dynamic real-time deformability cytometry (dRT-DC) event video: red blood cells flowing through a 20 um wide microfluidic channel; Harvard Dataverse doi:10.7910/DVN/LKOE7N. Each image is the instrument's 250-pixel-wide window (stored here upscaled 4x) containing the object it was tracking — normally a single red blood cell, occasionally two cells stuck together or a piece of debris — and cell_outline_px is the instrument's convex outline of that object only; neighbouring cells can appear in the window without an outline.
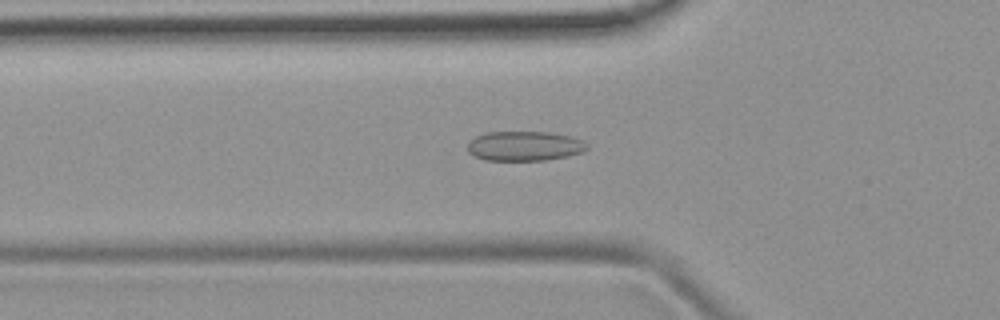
{"species": "common noctule bat (a hibernating species)", "species_latin": "Nyctalus noctula", "temperature_condition": "room temperature", "stored_images_in_passage": 37, "camera_frame_rate_fps": 3000, "um_per_image_px": 0.085, "animal": {"sex": "female", "body_mass_g": 19.9}, "frame": {"image": 1, "passage_image": 3, "time_ms": 0.667, "image_size_px": [1000, 320], "cell_outline_px": [[588, 148], [584, 152], [568, 156], [544, 160], [484, 160], [468, 152], [468, 140], [484, 132], [552, 132], [572, 136], [588, 144]], "centroid_in_image_um": [44.59, 12.4], "position_along_channel_um": 81.2, "area_um2": 20.81}}
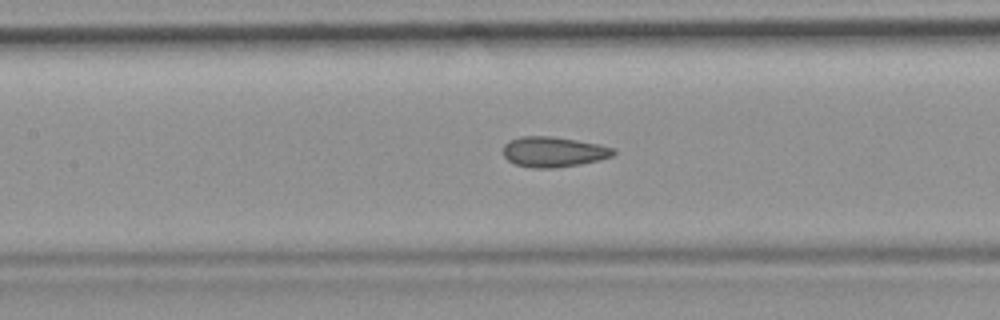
{"frame": {"image": 2, "passage_image": 9, "time_ms": 2.667, "image_size_px": [1000, 320], "cell_outline_px": [[616, 152], [612, 156], [580, 164], [556, 168], [532, 168], [516, 164], [508, 160], [504, 156], [504, 144], [508, 140], [520, 136], [552, 136], [600, 144], [616, 148]], "centroid_in_image_um": [47.04, 12.9], "position_along_channel_um": 160.4, "area_um2": 19.54}}
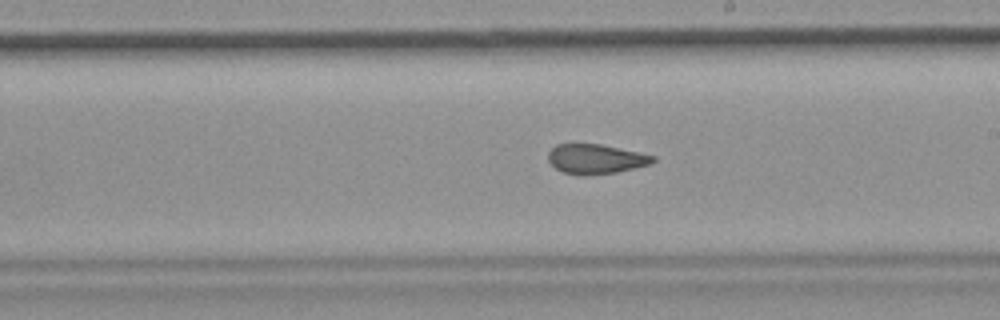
{"frame": {"image": 3, "passage_image": 15, "time_ms": 4.667, "image_size_px": [1000, 320], "cell_outline_px": [[656, 160], [652, 164], [616, 172], [588, 176], [580, 176], [564, 172], [556, 168], [548, 160], [548, 152], [556, 144], [600, 144], [656, 156]], "centroid_in_image_um": [50.64, 13.52], "position_along_channel_um": 238.4, "area_um2": 18.15}, "authors_computed_cell_mechanics": {"area_um2": 19.074, "velocity_mm_per_s": 3.9259, "shape_relaxation_time_tau1_ms": null, "shape_relaxation_time_tau2_ms": 1.2907, "deformation_change_tau1": null, "deformation_change_tau2": 0.0681}}